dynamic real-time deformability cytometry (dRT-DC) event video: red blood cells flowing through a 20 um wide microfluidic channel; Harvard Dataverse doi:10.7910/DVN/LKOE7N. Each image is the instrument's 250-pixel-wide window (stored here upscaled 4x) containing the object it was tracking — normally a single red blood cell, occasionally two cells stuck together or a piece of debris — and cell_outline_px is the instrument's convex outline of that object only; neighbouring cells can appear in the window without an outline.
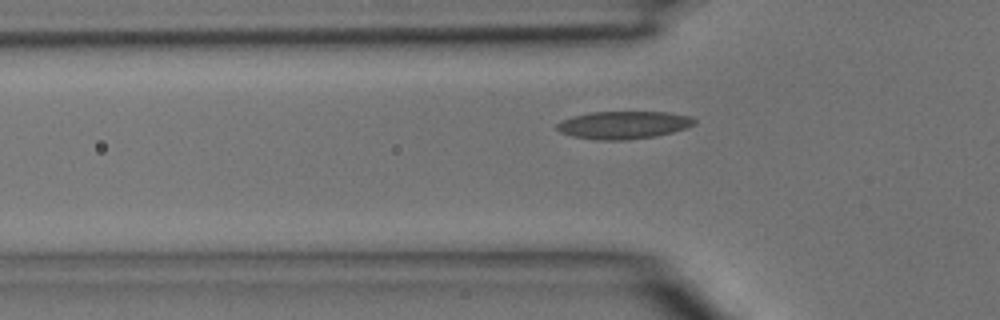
{"species": "common noctule bat (a hibernating species)", "species_latin": "Nyctalus noctula", "temperature_condition": "room temperature", "stored_images_in_passage": 5, "camera_frame_rate_fps": 3000, "um_per_image_px": 0.085, "animal": {"sex": "male", "body_mass_g": 15.6}, "frame": {"image": 1, "passage_image": 5, "time_ms": 1.333, "image_size_px": [1000, 320], "cell_outline_px": [[696, 124], [672, 132], [656, 136], [628, 140], [600, 140], [572, 136], [560, 132], [556, 128], [556, 124], [572, 116], [592, 112], [668, 112], [692, 116], [696, 120]], "centroid_in_image_um": [53.02, 10.62], "position_along_channel_um": 72.8, "area_um2": 22.2}}